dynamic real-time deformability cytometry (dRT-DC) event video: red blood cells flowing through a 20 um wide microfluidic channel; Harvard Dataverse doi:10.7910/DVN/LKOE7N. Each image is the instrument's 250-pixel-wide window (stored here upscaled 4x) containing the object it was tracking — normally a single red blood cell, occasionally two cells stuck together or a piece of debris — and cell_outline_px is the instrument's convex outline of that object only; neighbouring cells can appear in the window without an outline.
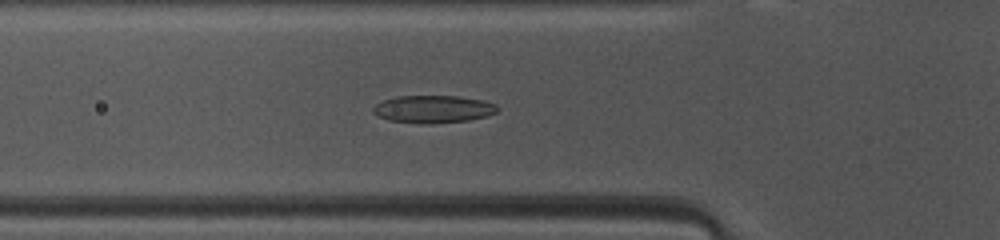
{"species": "common noctule bat (a hibernating species)", "species_latin": "Nyctalus noctula", "temperature_condition": "warm", "stored_images_in_passage": 42, "segment_of_instrument_passage": [1, 2], "camera_frame_rate_fps": 3000, "um_per_image_px": 0.085, "animal": {"sex": "female", "body_mass_g": 10.0, "forearm_length_mm": 53.1}, "frame": {"image": 1, "passage_image": 9, "time_ms": 2.667, "image_size_px": [1000, 240], "cell_outline_px": [[500, 108], [496, 112], [484, 116], [468, 120], [428, 124], [388, 120], [372, 112], [372, 108], [376, 104], [384, 100], [396, 96], [456, 96], [484, 100], [496, 104]], "centroid_in_image_um": [36.83, 9.27], "position_along_channel_um": 89.0, "area_um2": 19.83}}
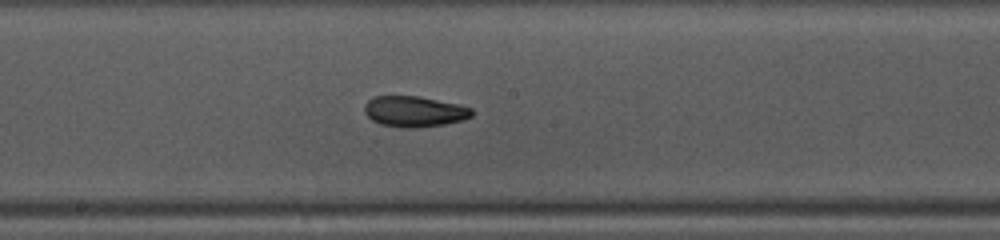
{"frame": {"image": 2, "passage_image": 18, "time_ms": 5.667, "image_size_px": [1000, 240], "cell_outline_px": [[472, 116], [464, 120], [444, 124], [416, 128], [400, 128], [380, 124], [372, 120], [364, 112], [364, 104], [372, 96], [420, 96], [460, 104], [472, 108]], "centroid_in_image_um": [35.21, 9.47], "position_along_channel_um": 213.0, "area_um2": 19.54}}
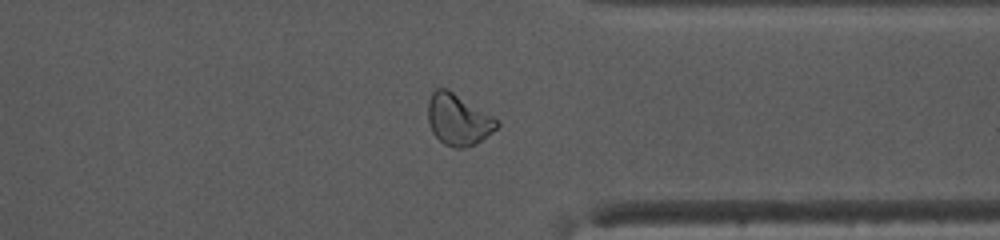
{"frame": {"image": 3, "passage_image": 30, "time_ms": 9.667, "image_size_px": [1000, 240], "cell_outline_px": [[500, 124], [496, 128], [476, 144], [464, 148], [456, 148], [444, 144], [432, 132], [428, 120], [428, 100], [432, 92], [436, 88], [448, 88], [492, 116]], "centroid_in_image_um": [38.91, 10.16], "position_along_channel_um": 372.5, "area_um2": 20.4}}